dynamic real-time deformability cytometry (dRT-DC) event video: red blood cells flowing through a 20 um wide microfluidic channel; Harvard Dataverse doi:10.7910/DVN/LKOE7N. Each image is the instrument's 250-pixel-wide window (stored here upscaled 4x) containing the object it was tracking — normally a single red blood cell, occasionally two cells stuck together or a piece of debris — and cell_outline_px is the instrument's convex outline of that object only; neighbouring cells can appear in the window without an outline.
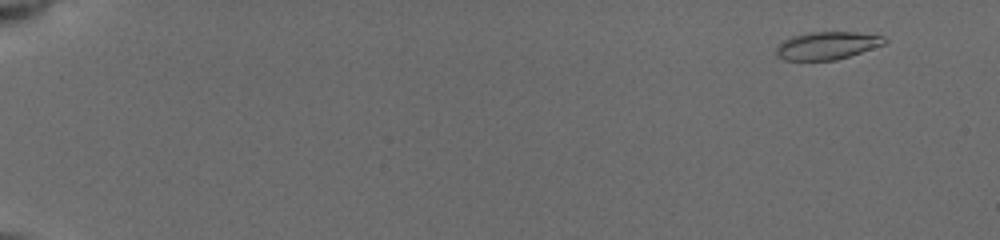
{"species": "common noctule bat (a hibernating species)", "species_latin": "Nyctalus noctula", "temperature_condition": "cold", "stored_images_in_passage": 40, "camera_frame_rate_fps": 3000, "um_per_image_px": 0.085, "animal": {"sex": "female", "body_mass_g": 19.5, "forearm_length_mm": 54.1}, "frame": {"image": 1, "passage_image": 6, "time_ms": 1.333, "image_size_px": [1000, 240], "cell_outline_px": [[888, 40], [884, 44], [836, 60], [784, 60], [776, 56], [776, 48], [784, 40], [792, 36], [808, 32], [856, 32], [884, 36]], "centroid_in_image_um": [70.29, 3.87], "position_along_channel_um": 14.7, "area_um2": 17.4}}
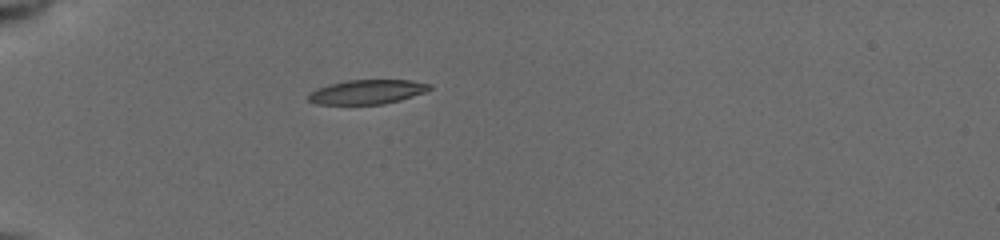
{"frame": {"image": 2, "passage_image": 29, "time_ms": 6.0, "image_size_px": [1000, 240], "cell_outline_px": [[432, 88], [424, 92], [400, 100], [384, 104], [316, 104], [308, 100], [308, 92], [316, 88], [328, 84], [348, 80], [408, 80], [432, 84]], "centroid_in_image_um": [31.17, 7.81], "position_along_channel_um": 53.8, "area_um2": 17.22}}
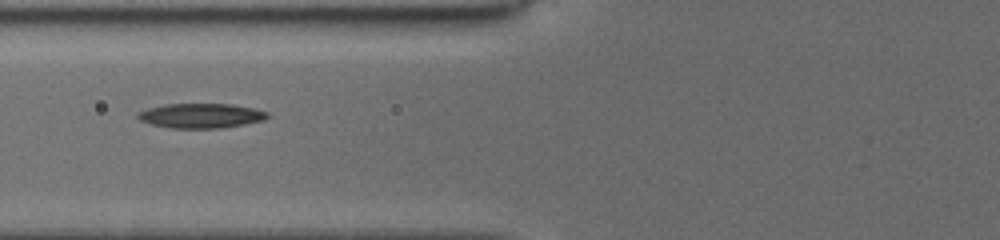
{"frame": {"image": 3, "passage_image": 39, "time_ms": 8.0, "image_size_px": [1000, 240], "cell_outline_px": [[268, 116], [264, 120], [244, 124], [220, 128], [172, 128], [152, 124], [140, 120], [136, 116], [140, 112], [148, 108], [164, 104], [232, 104], [252, 108], [268, 112]], "centroid_in_image_um": [17.08, 9.83], "position_along_channel_um": 108.7, "area_um2": 18.44}}